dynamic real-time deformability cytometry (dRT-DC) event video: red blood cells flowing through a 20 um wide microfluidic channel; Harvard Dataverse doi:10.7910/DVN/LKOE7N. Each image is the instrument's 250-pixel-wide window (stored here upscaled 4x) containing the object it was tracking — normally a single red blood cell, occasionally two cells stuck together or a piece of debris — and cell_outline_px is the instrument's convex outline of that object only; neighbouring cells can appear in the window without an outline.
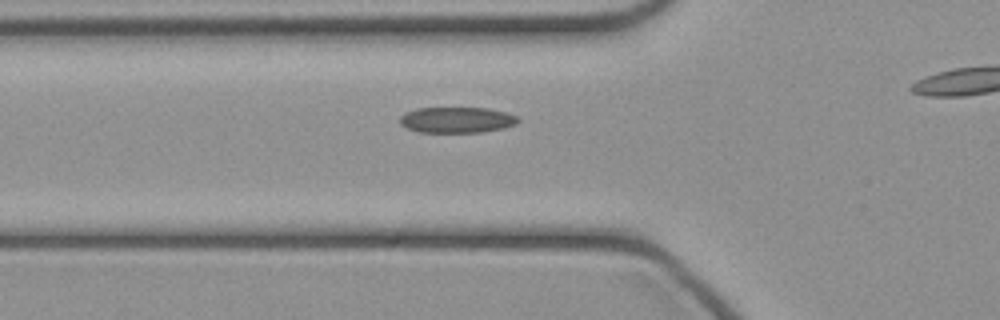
{"species": "common noctule bat (a hibernating species)", "species_latin": "Nyctalus noctula", "temperature_condition": "cold", "stored_images_in_passage": 24, "camera_frame_rate_fps": 3000, "um_per_image_px": 0.085, "animal": {"sex": "female", "body_mass_g": 21.9}, "frame": {"image": 1, "passage_image": 2, "time_ms": 0.333, "image_size_px": [1000, 320], "cell_outline_px": [[520, 120], [516, 124], [504, 128], [480, 132], [420, 132], [408, 128], [400, 124], [400, 116], [416, 108], [488, 108], [504, 112], [516, 116]], "centroid_in_image_um": [38.84, 10.19], "position_along_channel_um": 87.0, "area_um2": 17.63}}
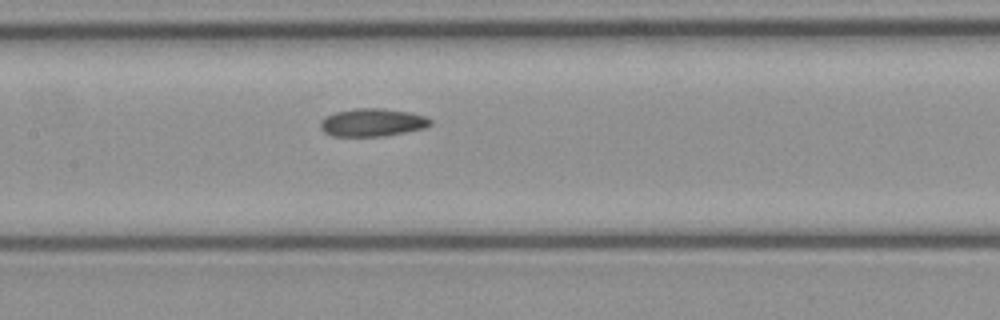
{"frame": {"image": 2, "passage_image": 8, "time_ms": 2.333, "image_size_px": [1000, 320], "cell_outline_px": [[432, 124], [424, 128], [384, 136], [332, 136], [324, 132], [320, 128], [320, 120], [324, 116], [336, 112], [356, 108], [384, 108], [412, 112], [424, 116], [432, 120]], "centroid_in_image_um": [31.64, 10.4], "position_along_channel_um": 175.8, "area_um2": 18.03}}
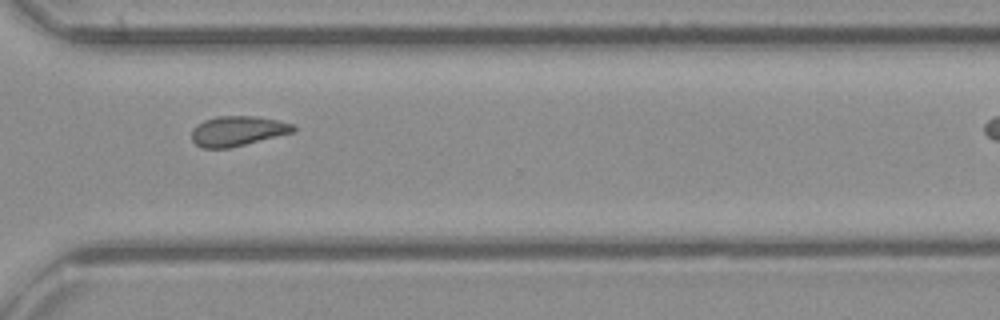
{"frame": {"image": 3, "passage_image": 20, "time_ms": 6.333, "image_size_px": [1000, 320], "cell_outline_px": [[296, 132], [232, 148], [200, 148], [192, 140], [192, 128], [196, 124], [204, 120], [220, 116], [256, 116], [276, 120], [292, 124], [296, 128]], "centroid_in_image_um": [20.2, 11.15], "position_along_channel_um": 350.4, "area_um2": 17.98}}